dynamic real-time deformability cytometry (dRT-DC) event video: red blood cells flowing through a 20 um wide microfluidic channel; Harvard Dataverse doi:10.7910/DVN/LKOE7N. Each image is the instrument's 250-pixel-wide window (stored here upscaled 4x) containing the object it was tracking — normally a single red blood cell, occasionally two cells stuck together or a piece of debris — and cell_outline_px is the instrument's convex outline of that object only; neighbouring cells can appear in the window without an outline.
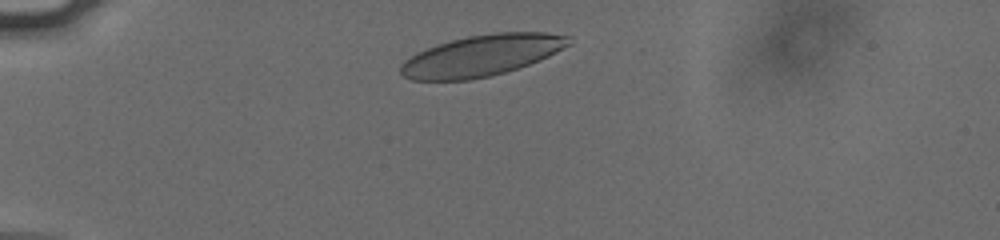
{"species": "human", "species_latin": "Homo sapiens", "temperature_condition": "cold", "stored_images_in_passage": 38, "camera_frame_rate_fps": 3000, "um_per_image_px": 0.085, "donor": {"sex": "male"}, "frame": {"image": 1, "passage_image": 4, "time_ms": 1.0, "image_size_px": [1000, 240], "cell_outline_px": [[572, 44], [540, 60], [504, 72], [488, 76], [468, 80], [412, 80], [404, 76], [400, 72], [400, 64], [404, 60], [416, 52], [436, 44], [468, 36], [492, 32], [548, 32], [572, 36]], "centroid_in_image_um": [40.95, 4.7], "position_along_channel_um": 44.0, "area_um2": 40.46}}
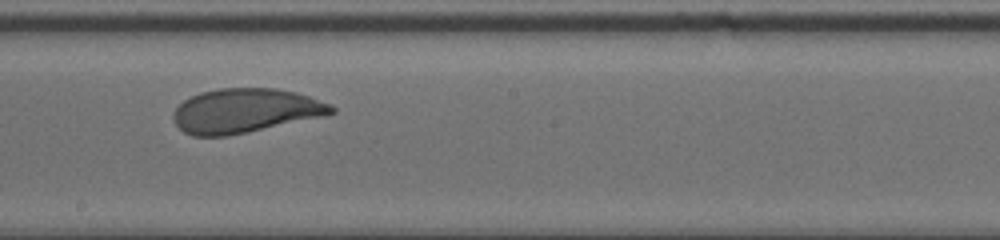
{"frame": {"image": 2, "passage_image": 22, "time_ms": 7.0, "image_size_px": [1000, 240], "cell_outline_px": [[336, 112], [324, 116], [248, 132], [228, 136], [192, 136], [184, 132], [176, 124], [172, 116], [176, 108], [184, 100], [200, 92], [220, 88], [276, 88], [296, 92], [332, 104], [336, 108]], "centroid_in_image_um": [20.86, 9.41], "position_along_channel_um": 227.3, "area_um2": 40.81}}
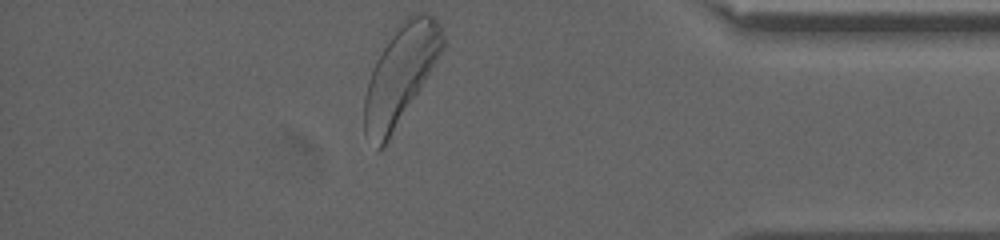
{"frame": {"image": 3, "passage_image": 38, "time_ms": 12.333, "image_size_px": [1000, 240], "cell_outline_px": [[444, 44], [440, 52], [420, 88], [388, 140], [376, 152], [364, 132], [364, 96], [368, 80], [372, 68], [376, 60], [396, 24], [404, 16], [420, 12], [424, 12], [436, 16], [440, 24], [444, 36]], "centroid_in_image_um": [34.0, 6.28], "position_along_channel_um": 401.2, "area_um2": 44.45}, "authors_computed_cell_mechanics": {"area_um2": 40.8935, "velocity_mm_per_s": 3.7596, "shape_relaxation_time_tau1_ms": 2.9696, "shape_relaxation_time_tau2_ms": 0.7256, "deformation_change_tau1": 0.1161, "deformation_change_tau2": 0.0535}}